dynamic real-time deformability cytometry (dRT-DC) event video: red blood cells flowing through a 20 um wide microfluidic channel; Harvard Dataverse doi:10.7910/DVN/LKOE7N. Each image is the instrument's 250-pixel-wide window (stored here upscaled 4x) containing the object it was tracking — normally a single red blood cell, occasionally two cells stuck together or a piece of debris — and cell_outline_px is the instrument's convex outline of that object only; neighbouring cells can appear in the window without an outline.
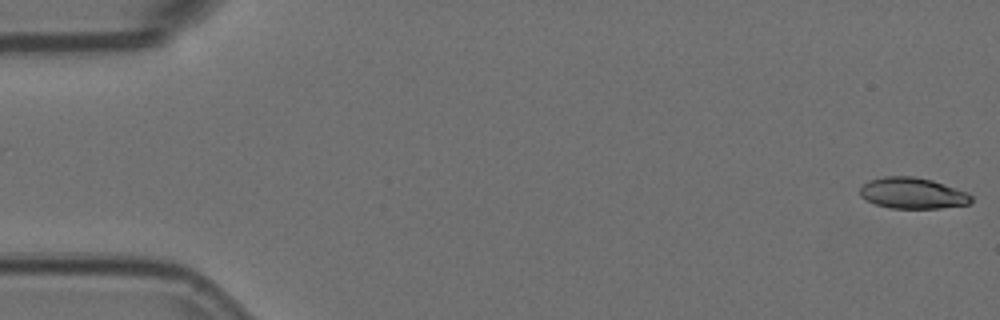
{"species": "Egyptian fruit bat (a non-hibernating species)", "species_latin": "Rousettus aegyptiacus", "temperature_condition": "room temperature", "stored_images_in_passage": 11, "camera_frame_rate_fps": 3000, "um_per_image_px": 0.085, "animal": {"sex": "female"}, "frame": {"image": 1, "passage_image": 1, "time_ms": 0.0, "image_size_px": [1000, 320], "cell_outline_px": [[972, 200], [968, 204], [940, 208], [888, 208], [876, 204], [860, 196], [860, 188], [868, 180], [884, 176], [912, 176], [932, 180], [968, 192], [972, 196]], "centroid_in_image_um": [77.57, 16.41], "position_along_channel_um": 7.4, "area_um2": 20.11}}
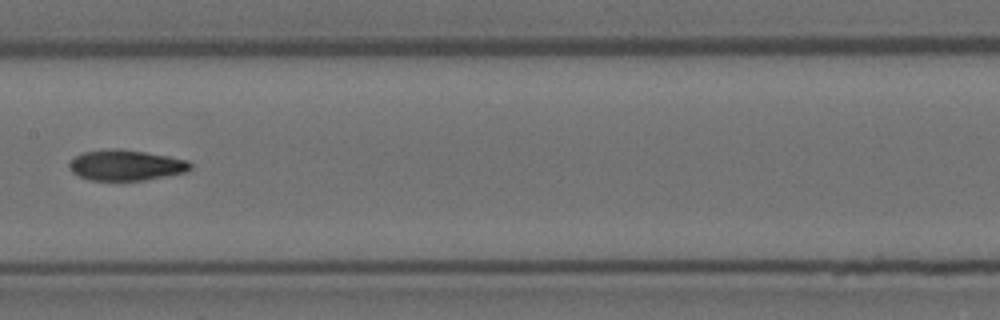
{"frame": {"image": 2, "passage_image": 8, "time_ms": 2.333, "image_size_px": [1000, 320], "cell_outline_px": [[192, 168], [184, 172], [144, 180], [88, 180], [72, 172], [68, 168], [68, 164], [76, 156], [84, 152], [112, 148], [120, 148], [144, 152], [188, 160], [192, 164]], "centroid_in_image_um": [10.68, 14.04], "position_along_channel_um": 196.7, "area_um2": 21.44}}
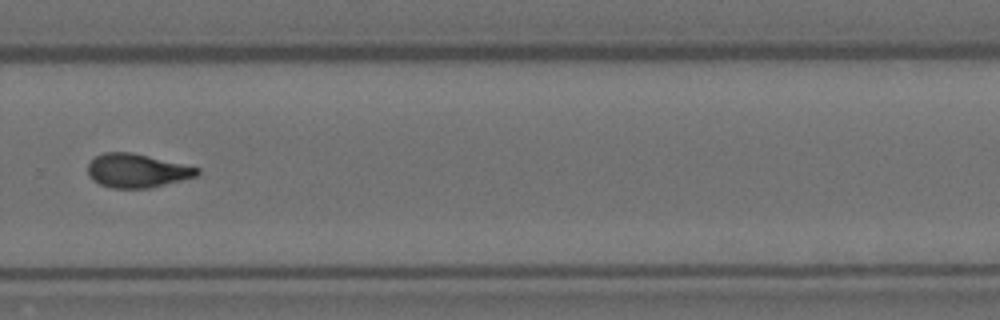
{"frame": {"image": 3, "passage_image": 11, "time_ms": 3.333, "image_size_px": [1000, 320], "cell_outline_px": [[200, 172], [196, 176], [148, 188], [112, 188], [100, 184], [92, 180], [88, 176], [88, 164], [96, 156], [104, 152], [132, 152], [200, 168]], "centroid_in_image_um": [11.61, 14.5], "position_along_channel_um": 318.2, "area_um2": 21.33}}